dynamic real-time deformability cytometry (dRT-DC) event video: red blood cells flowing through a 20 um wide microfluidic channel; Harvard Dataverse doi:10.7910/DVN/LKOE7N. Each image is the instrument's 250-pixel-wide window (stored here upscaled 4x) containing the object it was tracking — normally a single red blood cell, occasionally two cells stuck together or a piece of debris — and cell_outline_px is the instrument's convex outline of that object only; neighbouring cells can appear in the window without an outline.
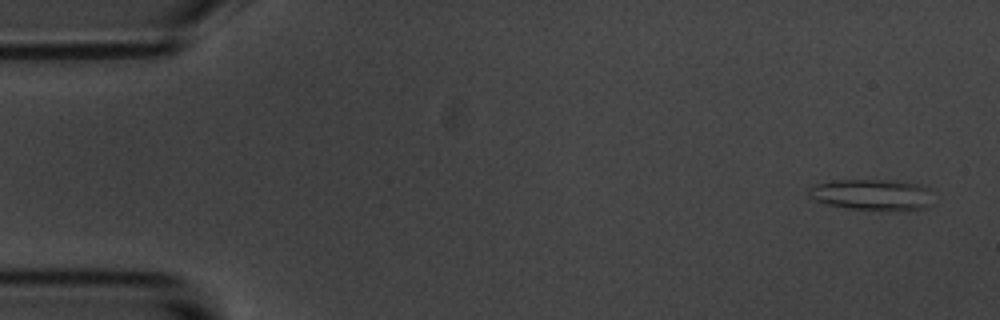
{"species": "common noctule bat (a hibernating species)", "species_latin": "Nyctalus noctula", "temperature_condition": "room temperature", "stored_images_in_passage": 5, "camera_frame_rate_fps": 3000, "um_per_image_px": 0.085, "animal": {"sex": "male", "body_mass_g": 20.1, "forearm_length_mm": 53.5}, "frame": {"image": 1, "passage_image": 1, "time_ms": 0.0, "image_size_px": [1000, 320], "cell_outline_px": [[932, 204], [928, 208], [848, 208], [824, 204], [808, 196], [808, 188], [816, 184], [832, 180], [892, 180], [920, 184], [928, 188]], "centroid_in_image_um": [74.06, 16.51], "position_along_channel_um": 10.9, "area_um2": 21.96}}